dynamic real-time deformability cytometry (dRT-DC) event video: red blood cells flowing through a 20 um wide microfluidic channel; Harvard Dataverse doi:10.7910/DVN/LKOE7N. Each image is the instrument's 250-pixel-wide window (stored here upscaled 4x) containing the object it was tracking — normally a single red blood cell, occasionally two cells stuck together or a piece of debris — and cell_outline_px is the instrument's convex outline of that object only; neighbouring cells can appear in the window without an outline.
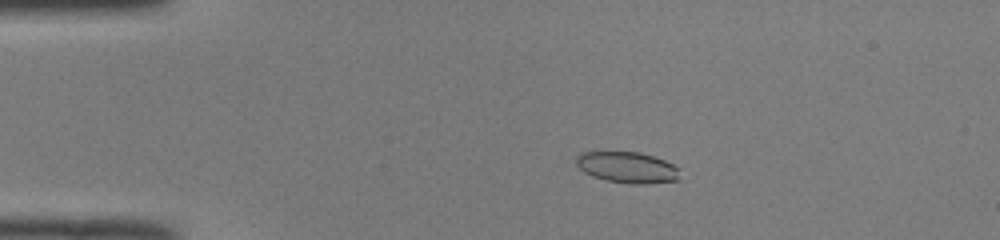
{"species": "common noctule bat (a hibernating species)", "species_latin": "Nyctalus noctula", "temperature_condition": "room temperature", "stored_images_in_passage": 51, "camera_frame_rate_fps": 3000, "um_per_image_px": 0.085, "animal": {"sex": "male", "body_mass_g": 19.0, "forearm_length_mm": 50.8}, "frame": {"image": 1, "passage_image": 11, "time_ms": 3.333, "image_size_px": [1000, 240], "cell_outline_px": [[680, 180], [644, 184], [632, 184], [608, 180], [592, 176], [584, 172], [576, 164], [576, 156], [580, 152], [640, 152], [664, 160], [680, 168]], "centroid_in_image_um": [53.35, 14.23], "position_along_channel_um": 31.7, "area_um2": 18.84}}
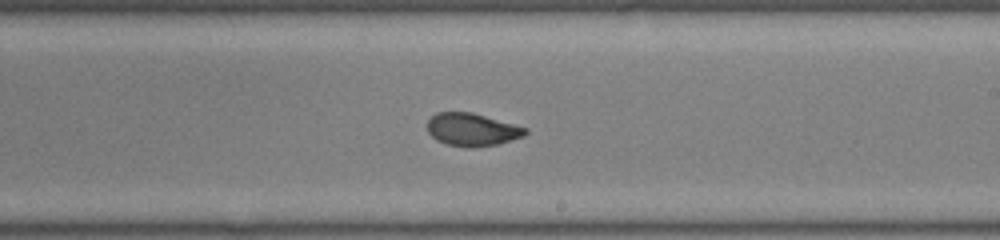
{"frame": {"image": 2, "passage_image": 31, "time_ms": 10.0, "image_size_px": [1000, 240], "cell_outline_px": [[528, 132], [524, 136], [496, 144], [472, 148], [468, 148], [448, 144], [436, 140], [428, 132], [428, 120], [436, 112], [472, 112], [528, 128]], "centroid_in_image_um": [40.12, 11.01], "position_along_channel_um": 248.9, "area_um2": 18.67}}
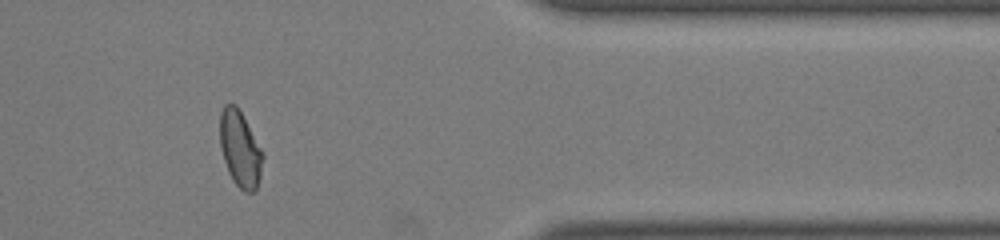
{"frame": {"image": 3, "passage_image": 43, "time_ms": 14.0, "image_size_px": [1000, 240], "cell_outline_px": [[264, 156], [260, 176], [256, 188], [252, 192], [244, 192], [232, 180], [228, 172], [220, 148], [220, 112], [224, 104], [236, 104], [264, 152]], "centroid_in_image_um": [20.41, 12.65], "position_along_channel_um": 391.0, "area_um2": 19.07}, "authors_computed_cell_mechanics": {"area_um2": 19.074, "velocity_mm_per_s": 4.0454, "shape_relaxation_time_tau1_ms": null, "shape_relaxation_time_tau2_ms": 1.0582, "deformation_change_tau1": null, "deformation_change_tau2": 0.0648}}